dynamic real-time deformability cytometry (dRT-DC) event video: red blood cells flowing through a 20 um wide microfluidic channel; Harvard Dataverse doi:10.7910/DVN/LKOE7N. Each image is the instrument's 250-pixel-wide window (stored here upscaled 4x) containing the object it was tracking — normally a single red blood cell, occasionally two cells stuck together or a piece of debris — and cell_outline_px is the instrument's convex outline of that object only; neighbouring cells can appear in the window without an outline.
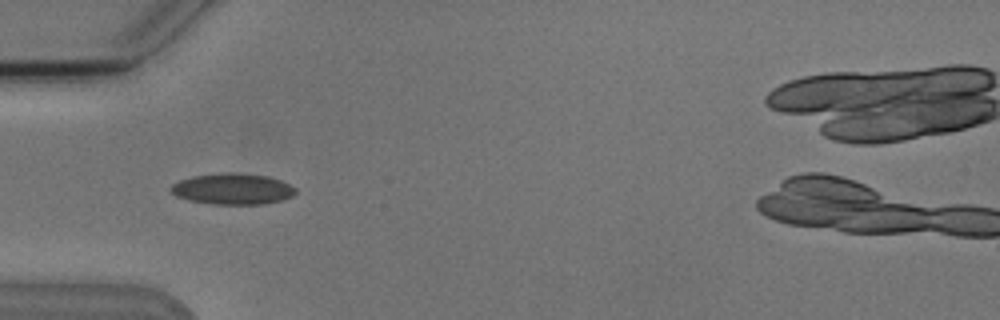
{"species": "Egyptian fruit bat (a non-hibernating species)", "species_latin": "Rousettus aegyptiacus", "temperature_condition": "cold", "stored_images_in_passage": 9, "camera_frame_rate_fps": 3000, "um_per_image_px": 0.085, "animal": {"sex": "male"}, "frame": {"image": 1, "passage_image": 6, "time_ms": 5.667, "image_size_px": [1000, 320], "cell_outline_px": [[296, 192], [292, 196], [280, 200], [264, 204], [212, 204], [188, 200], [176, 196], [168, 188], [172, 184], [180, 180], [192, 176], [228, 172], [232, 172], [268, 176], [280, 180], [296, 188]], "centroid_in_image_um": [19.75, 16.06], "position_along_channel_um": 65.3, "area_um2": 22.54}}
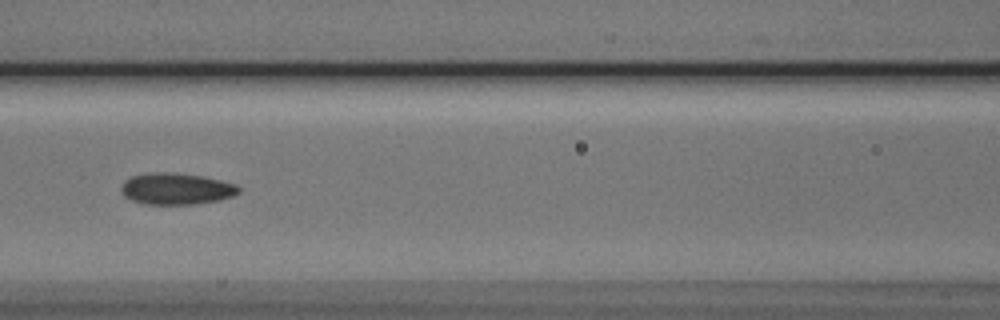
{"frame": {"image": 2, "passage_image": 8, "time_ms": 8.0, "image_size_px": [1000, 320], "cell_outline_px": [[240, 192], [236, 196], [220, 200], [196, 204], [144, 204], [132, 200], [124, 196], [120, 188], [124, 180], [132, 176], [164, 172], [204, 176], [236, 184], [240, 188]], "centroid_in_image_um": [15.03, 16.06], "position_along_channel_um": 151.6, "area_um2": 21.56}}
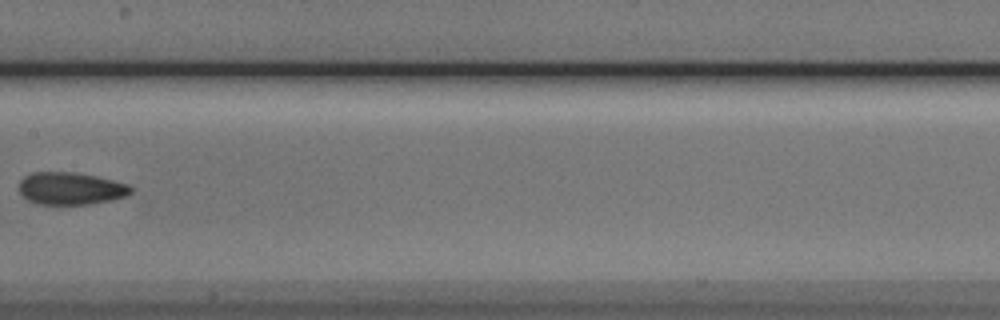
{"frame": {"image": 3, "passage_image": 9, "time_ms": 9.333, "image_size_px": [1000, 320], "cell_outline_px": [[136, 188], [128, 196], [112, 200], [92, 204], [36, 204], [28, 200], [20, 192], [20, 180], [24, 176], [32, 172], [72, 172], [96, 176], [128, 184]], "centroid_in_image_um": [6.05, 16.02], "position_along_channel_um": 201.3, "area_um2": 21.27}}